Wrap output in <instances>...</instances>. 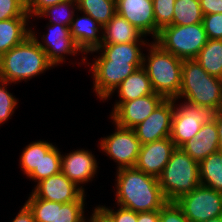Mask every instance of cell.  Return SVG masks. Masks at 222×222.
<instances>
[{"instance_id":"45","label":"cell","mask_w":222,"mask_h":222,"mask_svg":"<svg viewBox=\"0 0 222 222\" xmlns=\"http://www.w3.org/2000/svg\"><path fill=\"white\" fill-rule=\"evenodd\" d=\"M204 222H222V216L215 217V218L206 220V221H204Z\"/></svg>"},{"instance_id":"29","label":"cell","mask_w":222,"mask_h":222,"mask_svg":"<svg viewBox=\"0 0 222 222\" xmlns=\"http://www.w3.org/2000/svg\"><path fill=\"white\" fill-rule=\"evenodd\" d=\"M76 0H67L47 7L36 18H48L49 24H60L70 27L74 14L77 13ZM46 16V17H45Z\"/></svg>"},{"instance_id":"23","label":"cell","mask_w":222,"mask_h":222,"mask_svg":"<svg viewBox=\"0 0 222 222\" xmlns=\"http://www.w3.org/2000/svg\"><path fill=\"white\" fill-rule=\"evenodd\" d=\"M148 42H129L121 44H101L97 49L90 51L101 52L108 60L120 62H143V48ZM142 47V48H141ZM142 50V51H141Z\"/></svg>"},{"instance_id":"17","label":"cell","mask_w":222,"mask_h":222,"mask_svg":"<svg viewBox=\"0 0 222 222\" xmlns=\"http://www.w3.org/2000/svg\"><path fill=\"white\" fill-rule=\"evenodd\" d=\"M98 168L95 155L91 151L77 149L64 155L61 154V172L84 192L82 184L92 181Z\"/></svg>"},{"instance_id":"26","label":"cell","mask_w":222,"mask_h":222,"mask_svg":"<svg viewBox=\"0 0 222 222\" xmlns=\"http://www.w3.org/2000/svg\"><path fill=\"white\" fill-rule=\"evenodd\" d=\"M53 143L46 140L32 141L22 150L20 156V169L28 177L32 172H40V162L42 156H44L52 147Z\"/></svg>"},{"instance_id":"44","label":"cell","mask_w":222,"mask_h":222,"mask_svg":"<svg viewBox=\"0 0 222 222\" xmlns=\"http://www.w3.org/2000/svg\"><path fill=\"white\" fill-rule=\"evenodd\" d=\"M213 119L215 120L217 126L218 151L222 152V110L214 112Z\"/></svg>"},{"instance_id":"39","label":"cell","mask_w":222,"mask_h":222,"mask_svg":"<svg viewBox=\"0 0 222 222\" xmlns=\"http://www.w3.org/2000/svg\"><path fill=\"white\" fill-rule=\"evenodd\" d=\"M67 0H31V3L25 8L30 18L38 16L47 7L59 4Z\"/></svg>"},{"instance_id":"27","label":"cell","mask_w":222,"mask_h":222,"mask_svg":"<svg viewBox=\"0 0 222 222\" xmlns=\"http://www.w3.org/2000/svg\"><path fill=\"white\" fill-rule=\"evenodd\" d=\"M77 12L91 16L104 26L117 13L116 0H76Z\"/></svg>"},{"instance_id":"24","label":"cell","mask_w":222,"mask_h":222,"mask_svg":"<svg viewBox=\"0 0 222 222\" xmlns=\"http://www.w3.org/2000/svg\"><path fill=\"white\" fill-rule=\"evenodd\" d=\"M200 185L222 193V152L211 153L199 163Z\"/></svg>"},{"instance_id":"31","label":"cell","mask_w":222,"mask_h":222,"mask_svg":"<svg viewBox=\"0 0 222 222\" xmlns=\"http://www.w3.org/2000/svg\"><path fill=\"white\" fill-rule=\"evenodd\" d=\"M185 153L198 163L208 157L211 153L218 151V143H205L201 140L190 139L180 147Z\"/></svg>"},{"instance_id":"16","label":"cell","mask_w":222,"mask_h":222,"mask_svg":"<svg viewBox=\"0 0 222 222\" xmlns=\"http://www.w3.org/2000/svg\"><path fill=\"white\" fill-rule=\"evenodd\" d=\"M117 14L127 19L145 36L155 40L160 32L156 26L152 0H116Z\"/></svg>"},{"instance_id":"42","label":"cell","mask_w":222,"mask_h":222,"mask_svg":"<svg viewBox=\"0 0 222 222\" xmlns=\"http://www.w3.org/2000/svg\"><path fill=\"white\" fill-rule=\"evenodd\" d=\"M11 222H36L33 213L29 207L24 203L19 213L13 218Z\"/></svg>"},{"instance_id":"6","label":"cell","mask_w":222,"mask_h":222,"mask_svg":"<svg viewBox=\"0 0 222 222\" xmlns=\"http://www.w3.org/2000/svg\"><path fill=\"white\" fill-rule=\"evenodd\" d=\"M164 50L186 60L195 59L208 41L202 22L193 25H168L154 40Z\"/></svg>"},{"instance_id":"13","label":"cell","mask_w":222,"mask_h":222,"mask_svg":"<svg viewBox=\"0 0 222 222\" xmlns=\"http://www.w3.org/2000/svg\"><path fill=\"white\" fill-rule=\"evenodd\" d=\"M28 198H40L57 203L85 201L86 193L62 172L36 183Z\"/></svg>"},{"instance_id":"9","label":"cell","mask_w":222,"mask_h":222,"mask_svg":"<svg viewBox=\"0 0 222 222\" xmlns=\"http://www.w3.org/2000/svg\"><path fill=\"white\" fill-rule=\"evenodd\" d=\"M175 202L189 222H204L222 216V193L203 185L197 186Z\"/></svg>"},{"instance_id":"5","label":"cell","mask_w":222,"mask_h":222,"mask_svg":"<svg viewBox=\"0 0 222 222\" xmlns=\"http://www.w3.org/2000/svg\"><path fill=\"white\" fill-rule=\"evenodd\" d=\"M158 181L165 199L175 202L200 185L199 163L181 148H176Z\"/></svg>"},{"instance_id":"15","label":"cell","mask_w":222,"mask_h":222,"mask_svg":"<svg viewBox=\"0 0 222 222\" xmlns=\"http://www.w3.org/2000/svg\"><path fill=\"white\" fill-rule=\"evenodd\" d=\"M165 98L157 93L122 102L110 114L113 123L133 129L143 122Z\"/></svg>"},{"instance_id":"7","label":"cell","mask_w":222,"mask_h":222,"mask_svg":"<svg viewBox=\"0 0 222 222\" xmlns=\"http://www.w3.org/2000/svg\"><path fill=\"white\" fill-rule=\"evenodd\" d=\"M99 54L94 58L95 61L93 60L92 64L87 62L86 55V64L90 66V72H92L95 95L104 102L122 81L138 68L143 67V62L111 61L102 53Z\"/></svg>"},{"instance_id":"37","label":"cell","mask_w":222,"mask_h":222,"mask_svg":"<svg viewBox=\"0 0 222 222\" xmlns=\"http://www.w3.org/2000/svg\"><path fill=\"white\" fill-rule=\"evenodd\" d=\"M193 139H200L201 142L205 143H218V133L215 120L212 119L208 123L203 124Z\"/></svg>"},{"instance_id":"19","label":"cell","mask_w":222,"mask_h":222,"mask_svg":"<svg viewBox=\"0 0 222 222\" xmlns=\"http://www.w3.org/2000/svg\"><path fill=\"white\" fill-rule=\"evenodd\" d=\"M75 15L70 25V33L77 47L84 55H88L102 44L103 26L88 14L83 13L82 16H78L77 13L76 17Z\"/></svg>"},{"instance_id":"20","label":"cell","mask_w":222,"mask_h":222,"mask_svg":"<svg viewBox=\"0 0 222 222\" xmlns=\"http://www.w3.org/2000/svg\"><path fill=\"white\" fill-rule=\"evenodd\" d=\"M117 92L119 101L117 100L111 112H113L122 102L131 101L136 98L144 97L153 94L150 79L146 70L141 67L134 73L130 74L124 81H122L114 91L104 100H110L111 96Z\"/></svg>"},{"instance_id":"33","label":"cell","mask_w":222,"mask_h":222,"mask_svg":"<svg viewBox=\"0 0 222 222\" xmlns=\"http://www.w3.org/2000/svg\"><path fill=\"white\" fill-rule=\"evenodd\" d=\"M156 26L161 30L173 21L176 0H152Z\"/></svg>"},{"instance_id":"12","label":"cell","mask_w":222,"mask_h":222,"mask_svg":"<svg viewBox=\"0 0 222 222\" xmlns=\"http://www.w3.org/2000/svg\"><path fill=\"white\" fill-rule=\"evenodd\" d=\"M25 204L36 222H87L85 201L57 203L40 198H28Z\"/></svg>"},{"instance_id":"40","label":"cell","mask_w":222,"mask_h":222,"mask_svg":"<svg viewBox=\"0 0 222 222\" xmlns=\"http://www.w3.org/2000/svg\"><path fill=\"white\" fill-rule=\"evenodd\" d=\"M203 15L222 13V0H199Z\"/></svg>"},{"instance_id":"28","label":"cell","mask_w":222,"mask_h":222,"mask_svg":"<svg viewBox=\"0 0 222 222\" xmlns=\"http://www.w3.org/2000/svg\"><path fill=\"white\" fill-rule=\"evenodd\" d=\"M203 14L199 0H176L171 25H193L201 23Z\"/></svg>"},{"instance_id":"18","label":"cell","mask_w":222,"mask_h":222,"mask_svg":"<svg viewBox=\"0 0 222 222\" xmlns=\"http://www.w3.org/2000/svg\"><path fill=\"white\" fill-rule=\"evenodd\" d=\"M175 149L170 137L144 144L134 167L158 178Z\"/></svg>"},{"instance_id":"32","label":"cell","mask_w":222,"mask_h":222,"mask_svg":"<svg viewBox=\"0 0 222 222\" xmlns=\"http://www.w3.org/2000/svg\"><path fill=\"white\" fill-rule=\"evenodd\" d=\"M11 85L8 81L0 79V126L11 119L15 108H18V99L10 93L7 86Z\"/></svg>"},{"instance_id":"35","label":"cell","mask_w":222,"mask_h":222,"mask_svg":"<svg viewBox=\"0 0 222 222\" xmlns=\"http://www.w3.org/2000/svg\"><path fill=\"white\" fill-rule=\"evenodd\" d=\"M159 222H189L176 202L168 201L159 210Z\"/></svg>"},{"instance_id":"43","label":"cell","mask_w":222,"mask_h":222,"mask_svg":"<svg viewBox=\"0 0 222 222\" xmlns=\"http://www.w3.org/2000/svg\"><path fill=\"white\" fill-rule=\"evenodd\" d=\"M137 222H159V210L137 213Z\"/></svg>"},{"instance_id":"14","label":"cell","mask_w":222,"mask_h":222,"mask_svg":"<svg viewBox=\"0 0 222 222\" xmlns=\"http://www.w3.org/2000/svg\"><path fill=\"white\" fill-rule=\"evenodd\" d=\"M174 99H164L143 122L133 128L142 145L171 135Z\"/></svg>"},{"instance_id":"22","label":"cell","mask_w":222,"mask_h":222,"mask_svg":"<svg viewBox=\"0 0 222 222\" xmlns=\"http://www.w3.org/2000/svg\"><path fill=\"white\" fill-rule=\"evenodd\" d=\"M30 19L25 12L21 17L0 21V57L31 35Z\"/></svg>"},{"instance_id":"10","label":"cell","mask_w":222,"mask_h":222,"mask_svg":"<svg viewBox=\"0 0 222 222\" xmlns=\"http://www.w3.org/2000/svg\"><path fill=\"white\" fill-rule=\"evenodd\" d=\"M114 133L101 137L99 149L117 163V170L122 168L134 167L142 143L137 138L133 129L124 128L116 123Z\"/></svg>"},{"instance_id":"30","label":"cell","mask_w":222,"mask_h":222,"mask_svg":"<svg viewBox=\"0 0 222 222\" xmlns=\"http://www.w3.org/2000/svg\"><path fill=\"white\" fill-rule=\"evenodd\" d=\"M58 146H53L44 156L40 162V172H32L27 178L34 182L53 176L61 172V151Z\"/></svg>"},{"instance_id":"8","label":"cell","mask_w":222,"mask_h":222,"mask_svg":"<svg viewBox=\"0 0 222 222\" xmlns=\"http://www.w3.org/2000/svg\"><path fill=\"white\" fill-rule=\"evenodd\" d=\"M174 99V114L170 138L176 148H180L185 142L199 132L203 124L213 119L214 112L205 107L196 106L187 102H179Z\"/></svg>"},{"instance_id":"25","label":"cell","mask_w":222,"mask_h":222,"mask_svg":"<svg viewBox=\"0 0 222 222\" xmlns=\"http://www.w3.org/2000/svg\"><path fill=\"white\" fill-rule=\"evenodd\" d=\"M195 59L209 75L222 79V40L208 39Z\"/></svg>"},{"instance_id":"46","label":"cell","mask_w":222,"mask_h":222,"mask_svg":"<svg viewBox=\"0 0 222 222\" xmlns=\"http://www.w3.org/2000/svg\"><path fill=\"white\" fill-rule=\"evenodd\" d=\"M25 8L31 3V0H18Z\"/></svg>"},{"instance_id":"2","label":"cell","mask_w":222,"mask_h":222,"mask_svg":"<svg viewBox=\"0 0 222 222\" xmlns=\"http://www.w3.org/2000/svg\"><path fill=\"white\" fill-rule=\"evenodd\" d=\"M52 67L45 51L30 35L0 57V79L13 84L26 82Z\"/></svg>"},{"instance_id":"34","label":"cell","mask_w":222,"mask_h":222,"mask_svg":"<svg viewBox=\"0 0 222 222\" xmlns=\"http://www.w3.org/2000/svg\"><path fill=\"white\" fill-rule=\"evenodd\" d=\"M202 24L208 39L222 40V13L203 15Z\"/></svg>"},{"instance_id":"38","label":"cell","mask_w":222,"mask_h":222,"mask_svg":"<svg viewBox=\"0 0 222 222\" xmlns=\"http://www.w3.org/2000/svg\"><path fill=\"white\" fill-rule=\"evenodd\" d=\"M113 218L114 222H137V212L117 206L116 211L111 207L101 205Z\"/></svg>"},{"instance_id":"41","label":"cell","mask_w":222,"mask_h":222,"mask_svg":"<svg viewBox=\"0 0 222 222\" xmlns=\"http://www.w3.org/2000/svg\"><path fill=\"white\" fill-rule=\"evenodd\" d=\"M90 218L87 222H114L112 216L99 204L92 210Z\"/></svg>"},{"instance_id":"11","label":"cell","mask_w":222,"mask_h":222,"mask_svg":"<svg viewBox=\"0 0 222 222\" xmlns=\"http://www.w3.org/2000/svg\"><path fill=\"white\" fill-rule=\"evenodd\" d=\"M31 27V35L37 40L39 46L45 51L48 61L55 67L63 64L65 55L82 54V64L86 62V56L77 47L72 39L70 27L60 24H47V33L41 35V41L37 38V32ZM42 42V43H41ZM84 56V57H83Z\"/></svg>"},{"instance_id":"4","label":"cell","mask_w":222,"mask_h":222,"mask_svg":"<svg viewBox=\"0 0 222 222\" xmlns=\"http://www.w3.org/2000/svg\"><path fill=\"white\" fill-rule=\"evenodd\" d=\"M146 49L148 55H143V68L148 74L154 93L165 99L177 98L181 89L183 60L164 50L154 40Z\"/></svg>"},{"instance_id":"1","label":"cell","mask_w":222,"mask_h":222,"mask_svg":"<svg viewBox=\"0 0 222 222\" xmlns=\"http://www.w3.org/2000/svg\"><path fill=\"white\" fill-rule=\"evenodd\" d=\"M116 173V205L139 213L160 210L168 202L157 177L135 167L118 169Z\"/></svg>"},{"instance_id":"21","label":"cell","mask_w":222,"mask_h":222,"mask_svg":"<svg viewBox=\"0 0 222 222\" xmlns=\"http://www.w3.org/2000/svg\"><path fill=\"white\" fill-rule=\"evenodd\" d=\"M144 37L143 33L117 13L102 28V44L147 42Z\"/></svg>"},{"instance_id":"36","label":"cell","mask_w":222,"mask_h":222,"mask_svg":"<svg viewBox=\"0 0 222 222\" xmlns=\"http://www.w3.org/2000/svg\"><path fill=\"white\" fill-rule=\"evenodd\" d=\"M26 12L18 0H0V21L21 17Z\"/></svg>"},{"instance_id":"3","label":"cell","mask_w":222,"mask_h":222,"mask_svg":"<svg viewBox=\"0 0 222 222\" xmlns=\"http://www.w3.org/2000/svg\"><path fill=\"white\" fill-rule=\"evenodd\" d=\"M176 99L213 112L222 110V79L209 75L196 59L183 60L181 89Z\"/></svg>"}]
</instances>
